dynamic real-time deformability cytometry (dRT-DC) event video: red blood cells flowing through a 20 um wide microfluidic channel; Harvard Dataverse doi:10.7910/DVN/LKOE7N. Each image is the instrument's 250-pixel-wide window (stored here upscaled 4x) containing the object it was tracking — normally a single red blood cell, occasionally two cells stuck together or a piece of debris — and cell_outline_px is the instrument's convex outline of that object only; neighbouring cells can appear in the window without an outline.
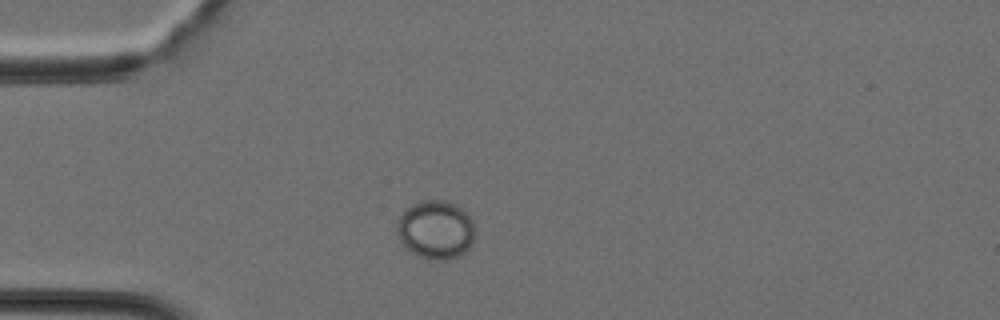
{"species": "Egyptian fruit bat (a non-hibernating species)", "species_latin": "Rousettus aegyptiacus", "temperature_condition": "cold", "stored_images_in_passage": 28, "camera_frame_rate_fps": 3000, "um_per_image_px": 0.085, "animal": {"sex": "female"}, "frame": {"image": 1, "passage_image": 6, "time_ms": 1.667, "image_size_px": [1000, 320], "cell_outline_px": [[472, 244], [460, 256], [444, 260], [436, 260], [420, 256], [412, 252], [400, 240], [396, 232], [396, 228], [400, 216], [412, 204], [424, 200], [444, 200], [456, 204], [472, 220]], "centroid_in_image_um": [37.02, 19.52], "position_along_channel_um": 48.0, "area_um2": 26.13}}
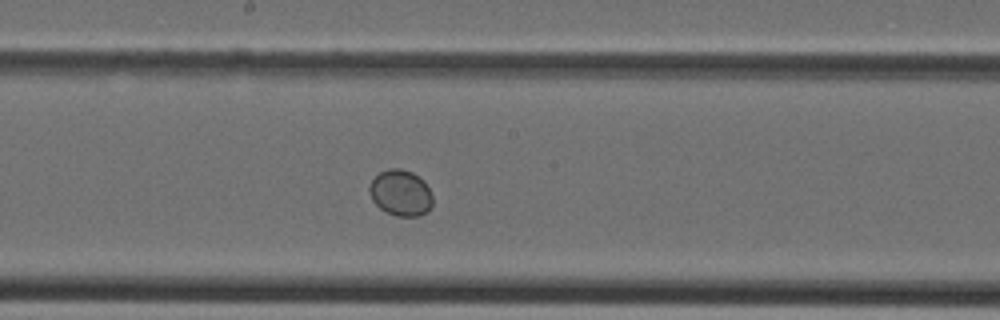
{"frame": {"image": 2, "passage_image": 17, "time_ms": 5.333, "image_size_px": [1000, 320], "cell_outline_px": [[432, 204], [428, 212], [420, 216], [396, 216], [380, 208], [372, 200], [368, 192], [368, 188], [372, 180], [380, 172], [388, 168], [400, 168], [412, 172], [424, 180], [432, 196]], "centroid_in_image_um": [34.05, 16.39], "position_along_channel_um": 214.1, "area_um2": 17.05}}
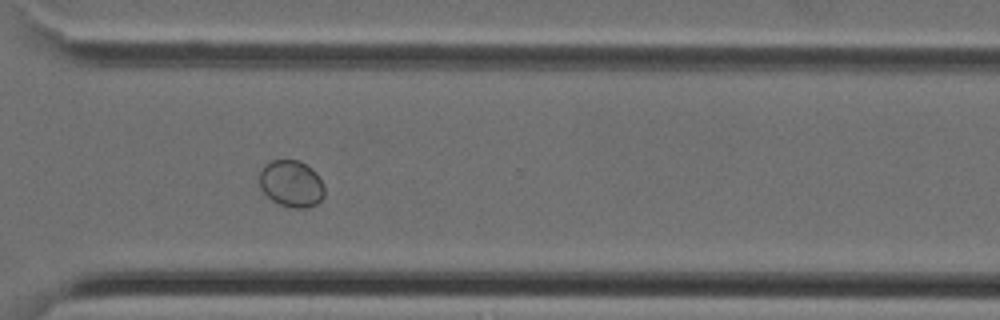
{"frame": {"image": 3, "passage_image": 25, "time_ms": 8.0, "image_size_px": [1000, 320], "cell_outline_px": [[324, 196], [316, 204], [308, 208], [292, 208], [280, 204], [272, 200], [260, 188], [260, 172], [264, 164], [272, 160], [300, 160], [312, 168], [316, 172], [324, 188]], "centroid_in_image_um": [24.77, 15.6], "position_along_channel_um": 345.8, "area_um2": 17.74}}